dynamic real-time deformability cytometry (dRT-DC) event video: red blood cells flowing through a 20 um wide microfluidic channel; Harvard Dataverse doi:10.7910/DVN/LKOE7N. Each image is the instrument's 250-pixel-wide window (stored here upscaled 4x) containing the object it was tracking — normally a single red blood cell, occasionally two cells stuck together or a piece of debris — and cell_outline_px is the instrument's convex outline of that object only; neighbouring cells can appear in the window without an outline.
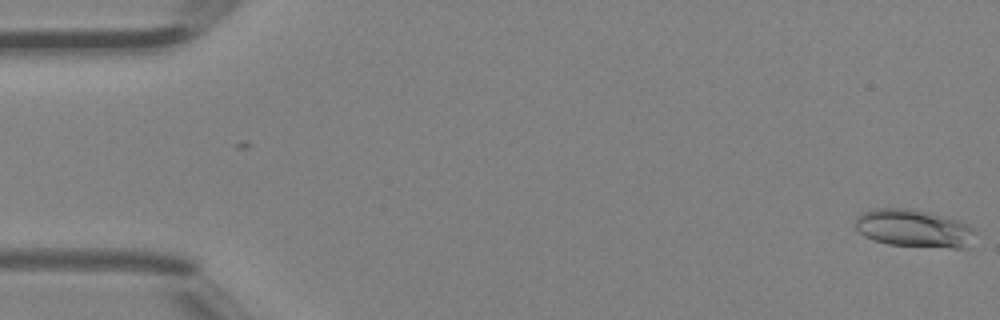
{"species": "Egyptian fruit bat (a non-hibernating species)", "species_latin": "Rousettus aegyptiacus", "temperature_condition": "room temperature", "stored_images_in_passage": 2, "camera_frame_rate_fps": 3000, "um_per_image_px": 0.085, "animal": {"sex": "female"}, "frame": {"image": 1, "passage_image": 2, "time_ms": 0.333, "image_size_px": [1000, 320], "cell_outline_px": [[976, 232], [968, 248], [952, 248], [888, 244], [864, 236], [856, 228], [856, 216], [860, 212], [876, 208], [912, 208], [928, 212], [956, 220], [968, 224], [976, 228]], "centroid_in_image_um": [77.7, 19.4], "position_along_channel_um": 7.3, "area_um2": 26.47}}